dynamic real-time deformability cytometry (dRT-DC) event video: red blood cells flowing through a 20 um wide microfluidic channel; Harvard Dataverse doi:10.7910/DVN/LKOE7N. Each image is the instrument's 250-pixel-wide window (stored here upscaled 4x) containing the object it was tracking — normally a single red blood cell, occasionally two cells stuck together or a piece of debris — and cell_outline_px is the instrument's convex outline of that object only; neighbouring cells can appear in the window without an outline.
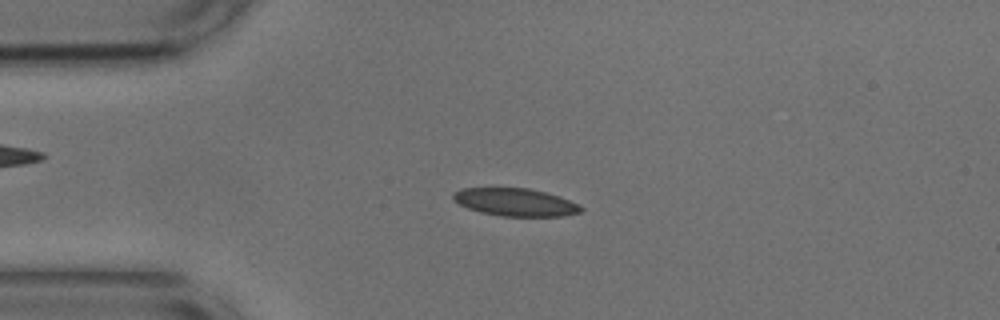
{"species": "common noctule bat (a hibernating species)", "species_latin": "Nyctalus noctula", "temperature_condition": "cold", "stored_images_in_passage": 53, "camera_frame_rate_fps": 3000, "um_per_image_px": 0.085, "animal": {"sex": "male", "body_mass_g": 17.9, "forearm_length_mm": 54.2}, "frame": {"image": 1, "passage_image": 11, "time_ms": 3.333, "image_size_px": [1000, 320], "cell_outline_px": [[584, 208], [580, 212], [564, 216], [500, 216], [480, 212], [468, 208], [452, 200], [452, 192], [460, 188], [528, 188], [560, 196], [580, 204]], "centroid_in_image_um": [43.8, 17.18], "position_along_channel_um": 41.2, "area_um2": 20.81}}
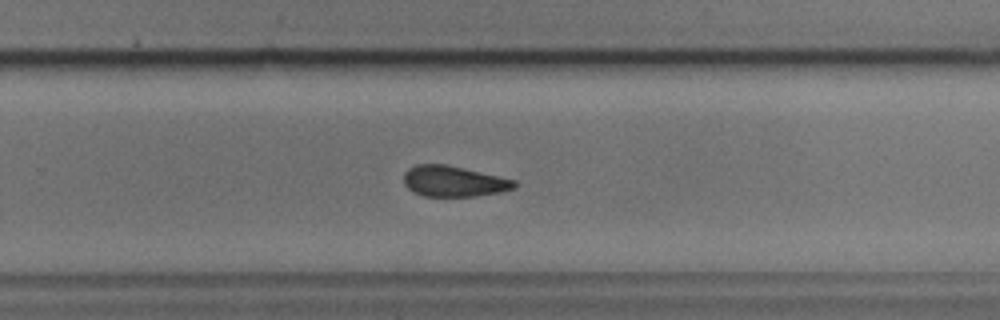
{"frame": {"image": 2, "passage_image": 33, "time_ms": 10.667, "image_size_px": [1000, 320], "cell_outline_px": [[516, 188], [500, 192], [476, 196], [424, 196], [408, 188], [404, 184], [404, 172], [408, 168], [416, 164], [444, 164], [464, 168], [500, 176], [516, 180]], "centroid_in_image_um": [38.58, 15.4], "position_along_channel_um": 291.2, "area_um2": 19.83}}
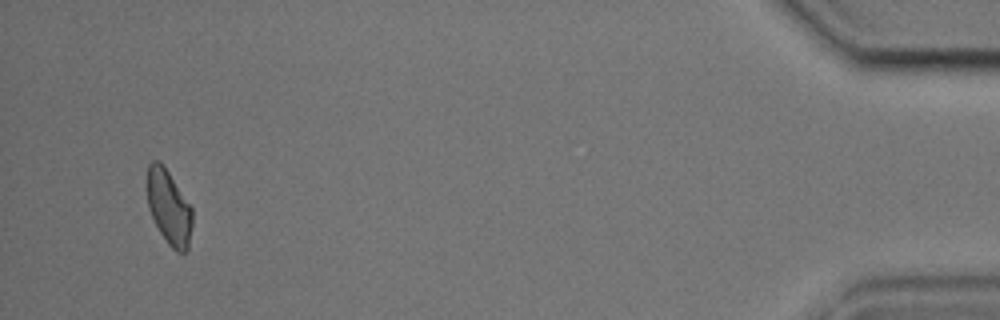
{"frame": {"image": 3, "passage_image": 50, "time_ms": 16.333, "image_size_px": [1000, 320], "cell_outline_px": [[192, 224], [188, 248], [184, 252], [176, 252], [168, 244], [160, 232], [148, 208], [144, 188], [148, 164], [152, 160], [156, 160], [168, 172], [192, 208]], "centroid_in_image_um": [14.3, 17.61], "position_along_channel_um": 420.9, "area_um2": 19.77}, "authors_computed_cell_mechanics": {"area_um2": 20.6346, "velocity_mm_per_s": 3.6905, "shape_relaxation_time_tau1_ms": 9.7274, "shape_relaxation_time_tau2_ms": 3.6376, "deformation_change_tau1": 0.1616, "deformation_change_tau2": 0.0935}}